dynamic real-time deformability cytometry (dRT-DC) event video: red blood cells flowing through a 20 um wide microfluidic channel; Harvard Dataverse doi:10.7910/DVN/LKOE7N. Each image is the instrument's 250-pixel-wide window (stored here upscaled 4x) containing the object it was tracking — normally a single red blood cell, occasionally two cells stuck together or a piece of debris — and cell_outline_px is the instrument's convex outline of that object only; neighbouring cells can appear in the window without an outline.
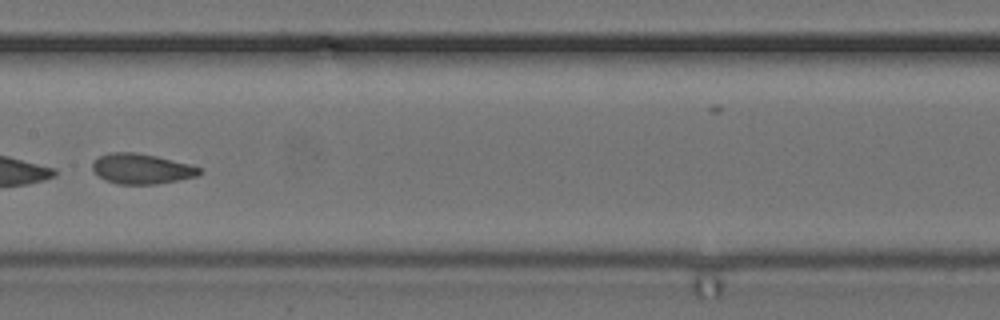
{"species": "common noctule bat (a hibernating species)", "species_latin": "Nyctalus noctula", "temperature_condition": "cold", "stored_images_in_passage": 11, "camera_frame_rate_fps": 3000, "um_per_image_px": 0.085, "animal": {"sex": "female", "body_mass_g": 24.6, "forearm_length_mm": 56.2}, "frame": {"image": 1, "passage_image": 8, "time_ms": 2.333, "image_size_px": [1000, 320], "cell_outline_px": [[204, 172], [196, 176], [156, 184], [116, 184], [104, 180], [92, 168], [92, 160], [100, 156], [112, 152], [136, 152], [156, 156], [192, 164], [200, 168]], "centroid_in_image_um": [12.04, 14.34], "position_along_channel_um": 195.4, "area_um2": 18.9}}
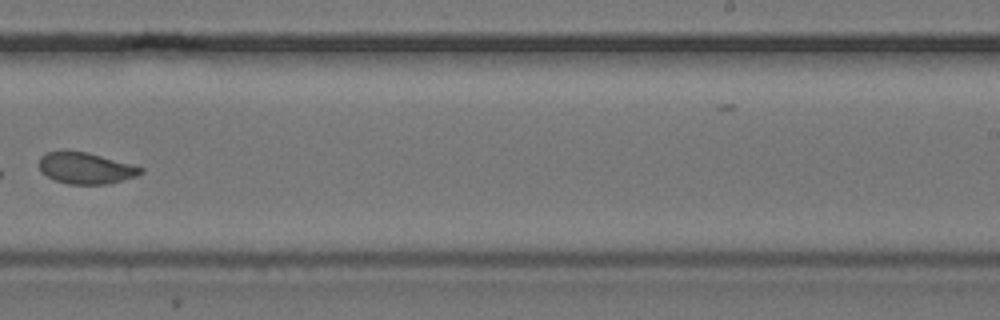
{"frame": {"image": 2, "passage_image": 10, "time_ms": 3.0, "image_size_px": [1000, 320], "cell_outline_px": [[144, 172], [136, 176], [124, 180], [108, 184], [68, 184], [56, 180], [40, 172], [40, 156], [48, 152], [64, 148], [68, 148], [88, 152], [132, 164], [144, 168]], "centroid_in_image_um": [7.28, 14.26], "position_along_channel_um": 281.7, "area_um2": 19.02}}
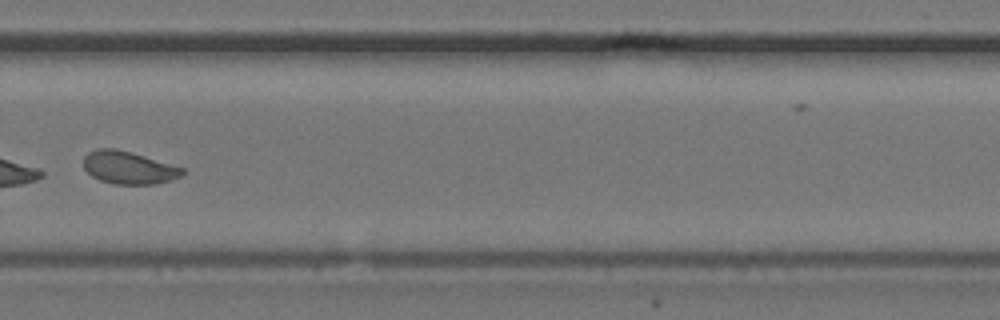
{"frame": {"image": 3, "passage_image": 11, "time_ms": 3.333, "image_size_px": [1000, 320], "cell_outline_px": [[188, 172], [172, 180], [156, 184], [116, 184], [100, 180], [92, 176], [84, 168], [84, 156], [88, 152], [96, 148], [116, 148], [132, 152], [184, 168]], "centroid_in_image_um": [10.95, 14.24], "position_along_channel_um": 318.8, "area_um2": 18.96}}